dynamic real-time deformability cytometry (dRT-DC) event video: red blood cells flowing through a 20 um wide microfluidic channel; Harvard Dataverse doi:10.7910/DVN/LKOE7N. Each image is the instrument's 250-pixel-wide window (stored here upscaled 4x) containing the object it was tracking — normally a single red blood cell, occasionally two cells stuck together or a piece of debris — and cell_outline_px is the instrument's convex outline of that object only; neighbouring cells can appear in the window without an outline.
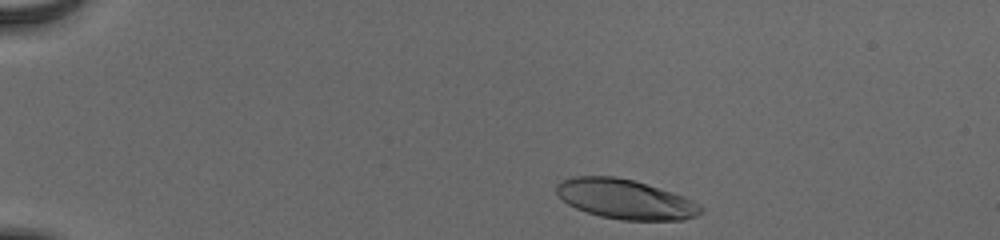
{"species": "human", "species_latin": "Homo sapiens", "temperature_condition": "cold", "stored_images_in_passage": 40, "camera_frame_rate_fps": 3000, "um_per_image_px": 0.085, "donor": {"sex": "male"}, "frame": {"image": 1, "passage_image": 2, "time_ms": 0.333, "image_size_px": [1000, 240], "cell_outline_px": [[704, 212], [696, 216], [684, 220], [620, 220], [600, 216], [576, 208], [568, 204], [556, 192], [556, 184], [560, 180], [572, 176], [616, 176], [632, 180], [672, 192], [684, 196], [700, 204], [704, 208]], "centroid_in_image_um": [53.17, 16.93], "position_along_channel_um": 31.8, "area_um2": 33.47}}
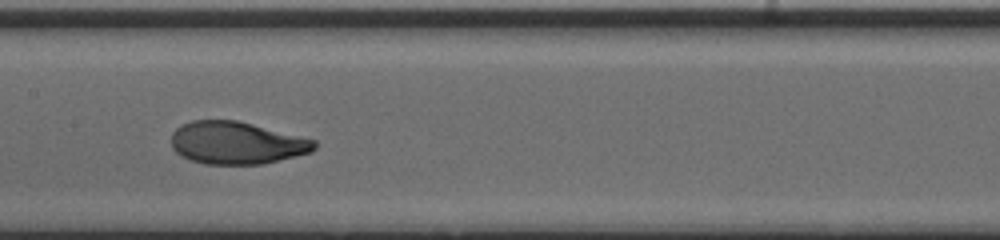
{"frame": {"image": 2, "passage_image": 21, "time_ms": 6.667, "image_size_px": [1000, 240], "cell_outline_px": [[316, 148], [312, 152], [264, 164], [204, 164], [180, 156], [172, 148], [172, 132], [180, 124], [192, 120], [236, 120], [316, 140]], "centroid_in_image_um": [20.09, 12.15], "position_along_channel_um": 187.3, "area_um2": 35.49}}
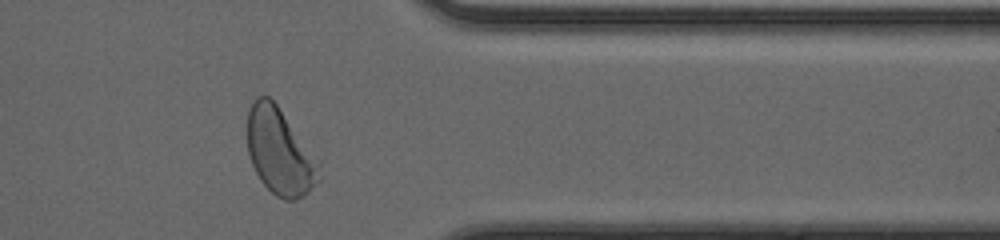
{"frame": {"image": 3, "passage_image": 37, "time_ms": 12.0, "image_size_px": [1000, 240], "cell_outline_px": [[320, 180], [304, 196], [296, 200], [284, 200], [276, 196], [260, 180], [252, 164], [248, 152], [248, 108], [252, 100], [256, 96], [268, 96], [276, 104], [320, 164]], "centroid_in_image_um": [23.76, 12.92], "position_along_channel_um": 387.6, "area_um2": 35.66}, "authors_computed_cell_mechanics": {"area_um2": 35.4892, "velocity_mm_per_s": 3.8742, "shape_relaxation_time_tau1_ms": 2.9308, "shape_relaxation_time_tau2_ms": 0.8763, "deformation_change_tau1": 0.1845, "deformation_change_tau2": 0.0467}}